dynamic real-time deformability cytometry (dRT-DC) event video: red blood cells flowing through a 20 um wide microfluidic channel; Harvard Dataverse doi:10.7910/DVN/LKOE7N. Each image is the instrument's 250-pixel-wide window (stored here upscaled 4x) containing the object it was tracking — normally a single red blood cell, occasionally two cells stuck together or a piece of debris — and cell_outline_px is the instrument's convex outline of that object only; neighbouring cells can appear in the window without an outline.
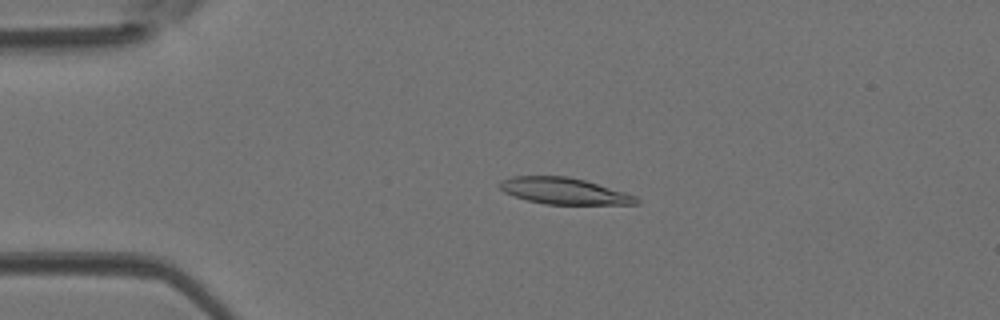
{"species": "Egyptian fruit bat (a non-hibernating species)", "species_latin": "Rousettus aegyptiacus", "temperature_condition": "room temperature", "stored_images_in_passage": 45, "camera_frame_rate_fps": 3000, "um_per_image_px": 0.085, "animal": {"sex": "female"}, "frame": {"image": 1, "passage_image": 9, "time_ms": 2.667, "image_size_px": [1000, 320], "cell_outline_px": [[640, 204], [544, 204], [528, 200], [504, 192], [500, 188], [500, 180], [512, 176], [568, 176], [584, 180], [624, 192], [636, 196], [640, 200]], "centroid_in_image_um": [47.94, 16.23], "position_along_channel_um": 37.1, "area_um2": 20.81}}
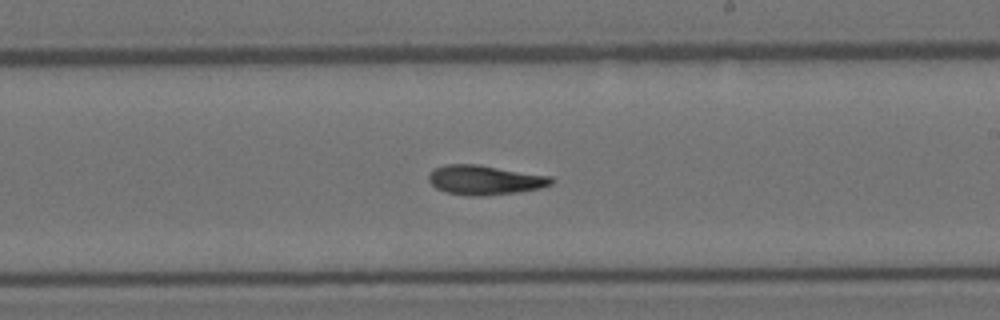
{"frame": {"image": 2, "passage_image": 26, "time_ms": 8.333, "image_size_px": [1000, 320], "cell_outline_px": [[556, 180], [552, 184], [540, 188], [516, 192], [484, 196], [468, 196], [448, 192], [436, 188], [428, 180], [428, 172], [444, 164], [476, 164], [552, 176]], "centroid_in_image_um": [41.22, 15.29], "position_along_channel_um": 247.8, "area_um2": 21.15}}
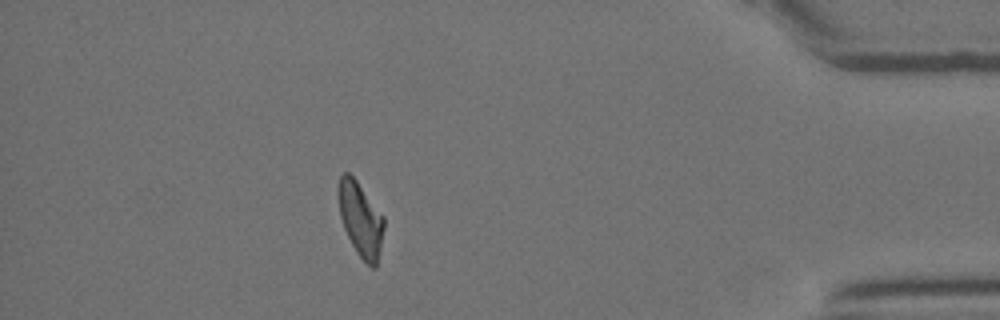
{"frame": {"image": 3, "passage_image": 40, "time_ms": 13.0, "image_size_px": [1000, 320], "cell_outline_px": [[384, 228], [376, 268], [372, 268], [356, 252], [344, 228], [340, 216], [336, 192], [336, 188], [340, 176], [344, 172], [348, 172], [356, 180], [384, 216]], "centroid_in_image_um": [30.62, 18.6], "position_along_channel_um": 404.6, "area_um2": 19.77}}